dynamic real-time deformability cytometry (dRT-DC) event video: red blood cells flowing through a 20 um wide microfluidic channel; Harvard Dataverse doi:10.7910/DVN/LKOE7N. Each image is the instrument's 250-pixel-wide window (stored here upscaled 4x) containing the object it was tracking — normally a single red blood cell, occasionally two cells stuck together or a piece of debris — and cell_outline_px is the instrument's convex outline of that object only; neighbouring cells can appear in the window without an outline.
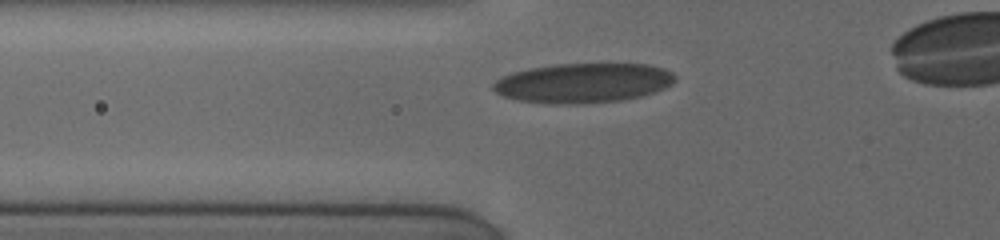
{"species": "human", "species_latin": "Homo sapiens", "temperature_condition": "cold", "stored_images_in_passage": 19, "camera_frame_rate_fps": 3000, "um_per_image_px": 0.085, "donor": {"sex": "female"}, "frame": {"image": 1, "passage_image": 2, "time_ms": 0.333, "image_size_px": [1000, 240], "cell_outline_px": [[676, 80], [672, 84], [656, 92], [640, 96], [620, 100], [572, 104], [548, 104], [520, 100], [504, 96], [496, 92], [492, 88], [492, 84], [496, 80], [512, 72], [528, 68], [556, 64], [648, 64], [664, 68], [672, 72], [676, 76]], "centroid_in_image_um": [49.58, 7.04], "position_along_channel_um": 76.2, "area_um2": 42.02}}
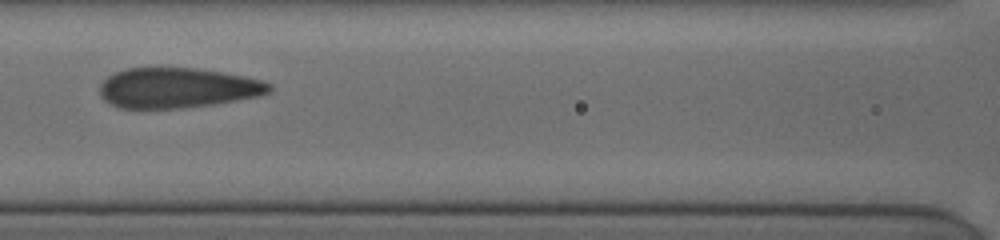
{"frame": {"image": 2, "passage_image": 12, "time_ms": 2.333, "image_size_px": [1000, 240], "cell_outline_px": [[272, 92], [260, 96], [212, 104], [184, 108], [116, 108], [104, 100], [100, 96], [100, 84], [108, 76], [124, 68], [196, 68], [224, 72], [244, 76], [260, 80], [272, 84]], "centroid_in_image_um": [15.08, 7.47], "position_along_channel_um": 151.5, "area_um2": 39.88}}
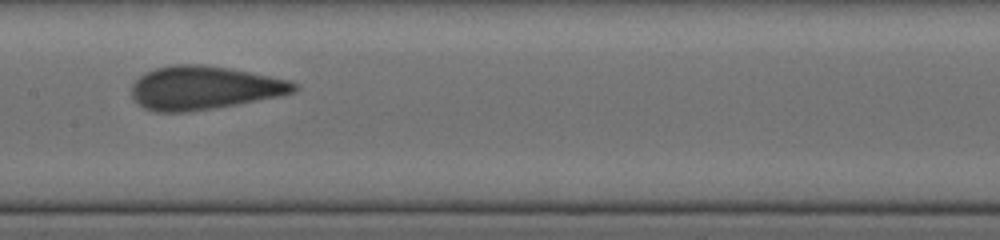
{"frame": {"image": 3, "passage_image": 18, "time_ms": 3.333, "image_size_px": [1000, 240], "cell_outline_px": [[296, 88], [292, 92], [280, 96], [236, 104], [212, 108], [184, 112], [156, 112], [144, 108], [132, 96], [132, 84], [144, 72], [156, 68], [172, 64], [204, 64], [232, 68], [288, 80], [296, 84]], "centroid_in_image_um": [17.31, 7.45], "position_along_channel_um": 190.1, "area_um2": 40.92}}